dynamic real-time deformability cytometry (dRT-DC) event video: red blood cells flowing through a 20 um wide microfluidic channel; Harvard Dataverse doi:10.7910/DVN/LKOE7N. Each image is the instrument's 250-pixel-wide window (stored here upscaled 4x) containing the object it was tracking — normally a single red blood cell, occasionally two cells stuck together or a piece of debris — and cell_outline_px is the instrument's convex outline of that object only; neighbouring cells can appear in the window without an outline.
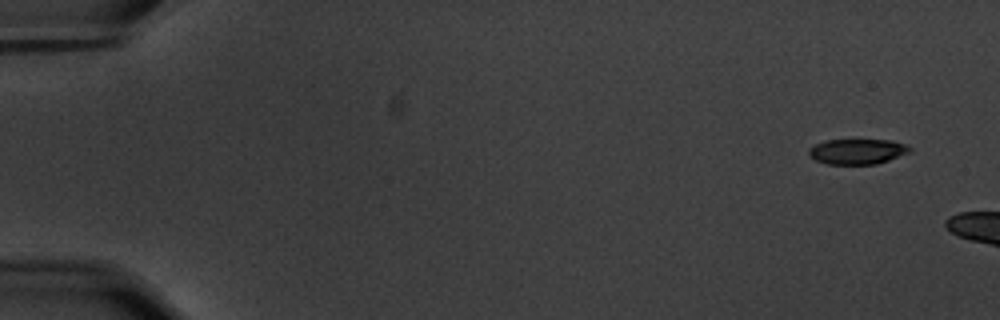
{"species": "common noctule bat (a hibernating species)", "species_latin": "Nyctalus noctula", "temperature_condition": "warm", "stored_images_in_passage": 6, "camera_frame_rate_fps": 3000, "um_per_image_px": 0.085, "animal": {"sex": "male", "body_mass_g": 20.1, "forearm_length_mm": 53.5}, "frame": {"image": 1, "passage_image": 1, "time_ms": 0.0, "image_size_px": [1000, 320], "cell_outline_px": [[912, 152], [876, 164], [828, 164], [816, 160], [808, 152], [808, 148], [824, 140], [892, 140], [904, 144], [912, 148]], "centroid_in_image_um": [72.9, 12.87], "position_along_channel_um": 12.1, "area_um2": 14.85}}